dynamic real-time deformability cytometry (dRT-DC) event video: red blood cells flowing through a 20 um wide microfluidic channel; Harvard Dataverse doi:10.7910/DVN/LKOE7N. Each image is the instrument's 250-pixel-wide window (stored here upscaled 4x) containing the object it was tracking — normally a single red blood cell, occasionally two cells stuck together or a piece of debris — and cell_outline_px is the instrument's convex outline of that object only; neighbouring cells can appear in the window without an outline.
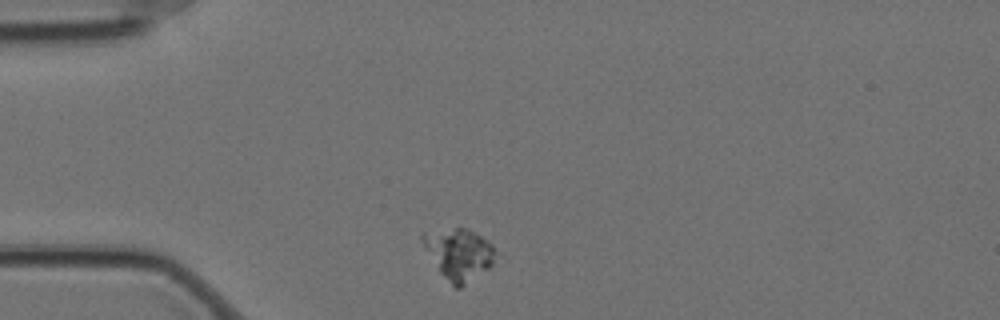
{"species": "Egyptian fruit bat (a non-hibernating species)", "species_latin": "Rousettus aegyptiacus", "temperature_condition": "cold", "stored_images_in_passage": 3, "camera_frame_rate_fps": 3000, "um_per_image_px": 0.085, "animal": {"sex": "female"}, "frame": {"image": 1, "passage_image": 1, "time_ms": 0.0, "image_size_px": [1000, 320], "cell_outline_px": [[500, 252], [492, 264], [488, 268], [460, 288], [456, 288], [440, 272], [420, 240], [420, 232], [456, 228], [468, 228], [492, 244]], "centroid_in_image_um": [39.02, 21.56], "position_along_channel_um": 46.0, "area_um2": 21.68}}
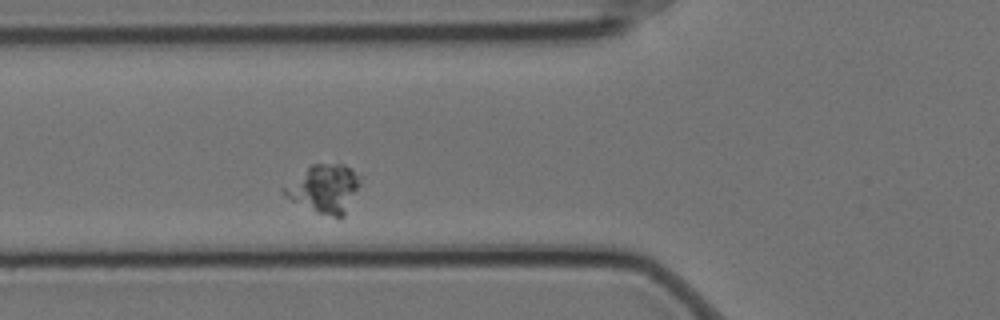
{"frame": {"image": 2, "passage_image": 3, "time_ms": 0.667, "image_size_px": [1000, 320], "cell_outline_px": [[360, 184], [344, 216], [340, 220], [316, 212], [292, 200], [280, 188], [312, 164], [344, 164], [352, 168], [360, 176]], "centroid_in_image_um": [27.59, 16.04], "position_along_channel_um": 98.2, "area_um2": 21.27}}